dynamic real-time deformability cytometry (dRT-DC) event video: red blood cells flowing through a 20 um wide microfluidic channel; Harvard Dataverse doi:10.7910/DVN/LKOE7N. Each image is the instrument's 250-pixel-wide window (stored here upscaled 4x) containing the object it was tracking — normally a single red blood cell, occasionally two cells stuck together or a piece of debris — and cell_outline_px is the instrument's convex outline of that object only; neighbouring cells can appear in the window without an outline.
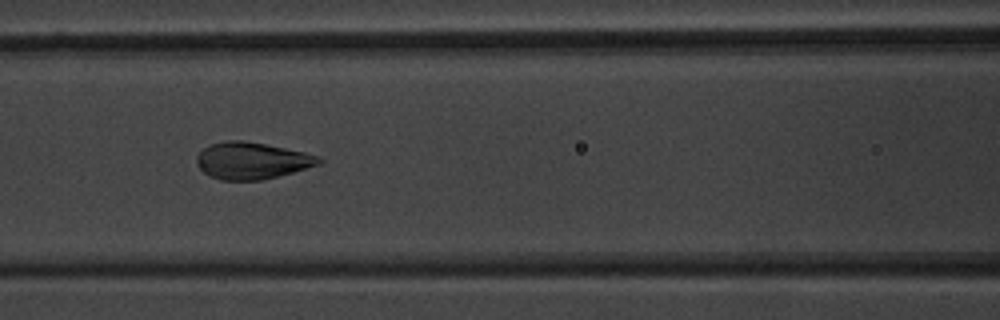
{"species": "common noctule bat (a hibernating species)", "species_latin": "Nyctalus noctula", "temperature_condition": "warm", "stored_images_in_passage": 54, "camera_frame_rate_fps": 3000, "um_per_image_px": 0.085, "animal": {"sex": "male", "body_mass_g": 20.1, "forearm_length_mm": 53.5}, "frame": {"image": 1, "passage_image": 24, "time_ms": 7.667, "image_size_px": [1000, 320], "cell_outline_px": [[324, 160], [320, 164], [292, 172], [260, 180], [220, 180], [208, 176], [196, 164], [196, 156], [204, 148], [212, 144], [228, 140], [244, 140], [304, 152], [320, 156]], "centroid_in_image_um": [21.39, 13.66], "position_along_channel_um": 145.2, "area_um2": 26.07}}
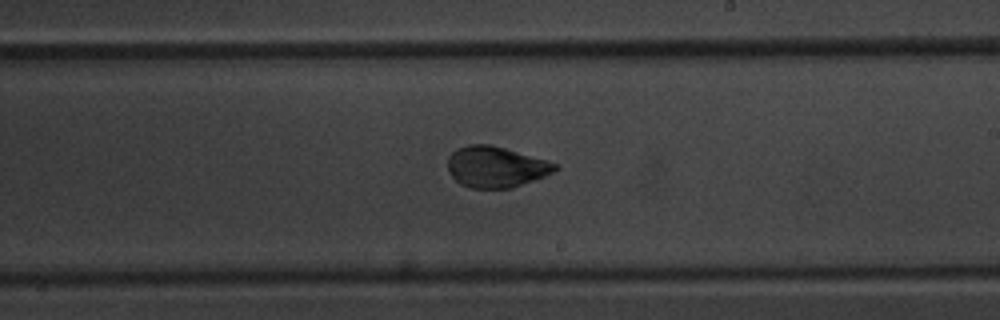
{"frame": {"image": 2, "passage_image": 32, "time_ms": 10.333, "image_size_px": [1000, 320], "cell_outline_px": [[560, 168], [544, 176], [512, 188], [472, 188], [460, 184], [452, 176], [448, 168], [448, 156], [456, 148], [468, 144], [488, 144], [504, 148], [544, 160], [556, 164]], "centroid_in_image_um": [42.11, 14.19], "position_along_channel_um": 246.9, "area_um2": 25.32}}
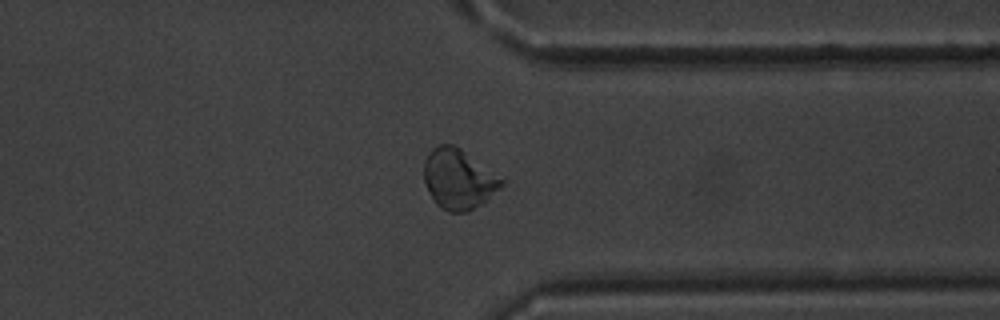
{"frame": {"image": 3, "passage_image": 42, "time_ms": 13.667, "image_size_px": [1000, 320], "cell_outline_px": [[508, 180], [500, 188], [480, 204], [468, 212], [448, 212], [440, 208], [436, 204], [424, 180], [424, 160], [428, 152], [432, 148], [440, 144], [452, 144], [460, 148]], "centroid_in_image_um": [39.0, 15.2], "position_along_channel_um": 372.4, "area_um2": 27.28}, "authors_computed_cell_mechanics": {"area_um2": 28.3798, "velocity_mm_per_s": 3.8207, "shape_relaxation_time_tau1_ms": 5.5169, "shape_relaxation_time_tau2_ms": null, "deformation_change_tau1": 0.1786, "deformation_change_tau2": null}}